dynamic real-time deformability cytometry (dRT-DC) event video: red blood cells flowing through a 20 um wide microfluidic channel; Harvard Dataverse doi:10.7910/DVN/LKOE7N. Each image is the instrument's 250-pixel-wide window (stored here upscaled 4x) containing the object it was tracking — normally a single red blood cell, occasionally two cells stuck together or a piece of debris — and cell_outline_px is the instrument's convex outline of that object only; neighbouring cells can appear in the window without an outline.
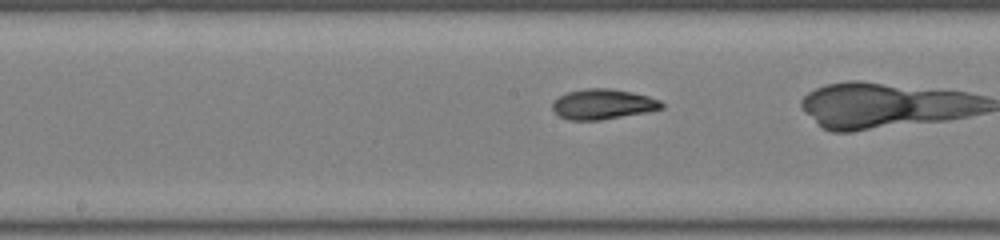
{"species": "common noctule bat (a hibernating species)", "species_latin": "Nyctalus noctula", "temperature_condition": "room temperature", "stored_images_in_passage": 37, "camera_frame_rate_fps": 3000, "um_per_image_px": 0.085, "animal": {"sex": "male", "body_mass_g": 19.0, "forearm_length_mm": 50.8}, "frame": {"image": 1, "passage_image": 24, "time_ms": 7.667, "image_size_px": [1000, 240], "cell_outline_px": [[664, 108], [644, 112], [600, 120], [568, 120], [560, 116], [552, 108], [552, 100], [568, 92], [588, 88], [608, 88], [632, 92], [648, 96], [660, 100], [664, 104]], "centroid_in_image_um": [51.23, 8.85], "position_along_channel_um": 197.0, "area_um2": 19.07}}
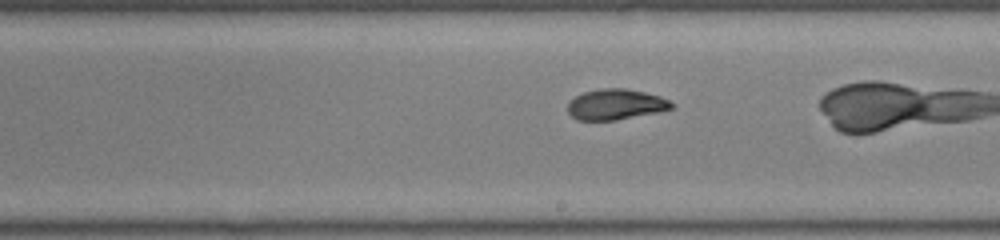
{"frame": {"image": 2, "passage_image": 27, "time_ms": 8.667, "image_size_px": [1000, 240], "cell_outline_px": [[672, 108], [656, 112], [616, 120], [576, 120], [568, 112], [568, 104], [576, 96], [584, 92], [600, 88], [624, 88], [644, 92], [660, 96], [668, 100], [672, 104]], "centroid_in_image_um": [52.3, 8.87], "position_along_channel_um": 236.7, "area_um2": 18.26}}